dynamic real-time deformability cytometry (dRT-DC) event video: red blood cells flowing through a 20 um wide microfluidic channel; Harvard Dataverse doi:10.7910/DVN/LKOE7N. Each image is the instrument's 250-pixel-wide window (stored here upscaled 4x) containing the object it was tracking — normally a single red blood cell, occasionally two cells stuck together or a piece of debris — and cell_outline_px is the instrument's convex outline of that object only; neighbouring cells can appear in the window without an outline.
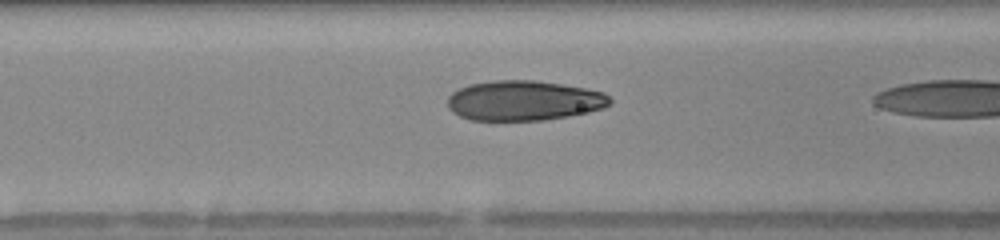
{"species": "human", "species_latin": "Homo sapiens", "temperature_condition": "warm", "stored_images_in_passage": 19, "camera_frame_rate_fps": 3000, "um_per_image_px": 0.085, "donor": {"sex": "female"}, "frame": {"image": 1, "passage_image": 18, "time_ms": 5.667, "image_size_px": [1000, 240], "cell_outline_px": [[612, 104], [604, 108], [588, 112], [568, 116], [544, 120], [472, 120], [460, 116], [452, 112], [448, 108], [448, 96], [452, 92], [468, 84], [492, 80], [536, 80], [584, 88], [604, 92], [612, 100]], "centroid_in_image_um": [44.53, 8.55], "position_along_channel_um": 122.1, "area_um2": 37.97}}